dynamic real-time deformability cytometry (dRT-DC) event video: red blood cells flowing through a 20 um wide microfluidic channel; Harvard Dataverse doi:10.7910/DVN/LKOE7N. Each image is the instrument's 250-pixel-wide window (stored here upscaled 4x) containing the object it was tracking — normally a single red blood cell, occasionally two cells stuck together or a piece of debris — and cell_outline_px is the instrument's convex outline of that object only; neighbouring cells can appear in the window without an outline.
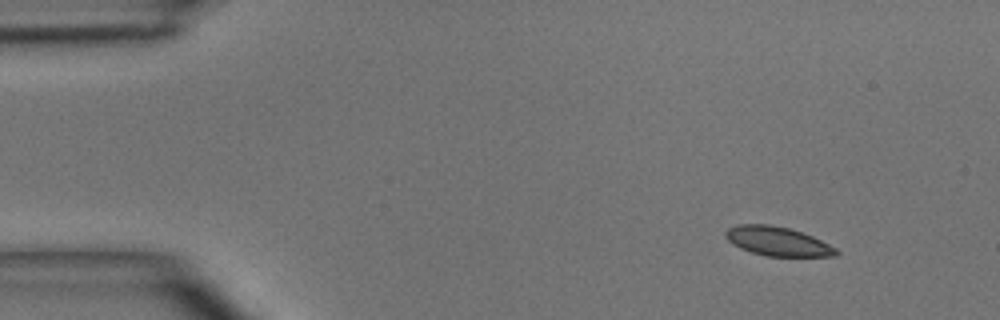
{"species": "common noctule bat (a hibernating species)", "species_latin": "Nyctalus noctula", "temperature_condition": "room temperature", "stored_images_in_passage": 3, "camera_frame_rate_fps": 3000, "um_per_image_px": 0.085, "animal": {"sex": "male", "body_mass_g": 15.6}, "frame": {"image": 1, "passage_image": 1, "time_ms": 0.0, "image_size_px": [1000, 320], "cell_outline_px": [[840, 252], [836, 256], [768, 256], [752, 252], [740, 248], [732, 244], [724, 236], [724, 232], [728, 228], [736, 224], [768, 224], [788, 228], [812, 236], [836, 248]], "centroid_in_image_um": [66.06, 20.5], "position_along_channel_um": 18.9, "area_um2": 18.67}}